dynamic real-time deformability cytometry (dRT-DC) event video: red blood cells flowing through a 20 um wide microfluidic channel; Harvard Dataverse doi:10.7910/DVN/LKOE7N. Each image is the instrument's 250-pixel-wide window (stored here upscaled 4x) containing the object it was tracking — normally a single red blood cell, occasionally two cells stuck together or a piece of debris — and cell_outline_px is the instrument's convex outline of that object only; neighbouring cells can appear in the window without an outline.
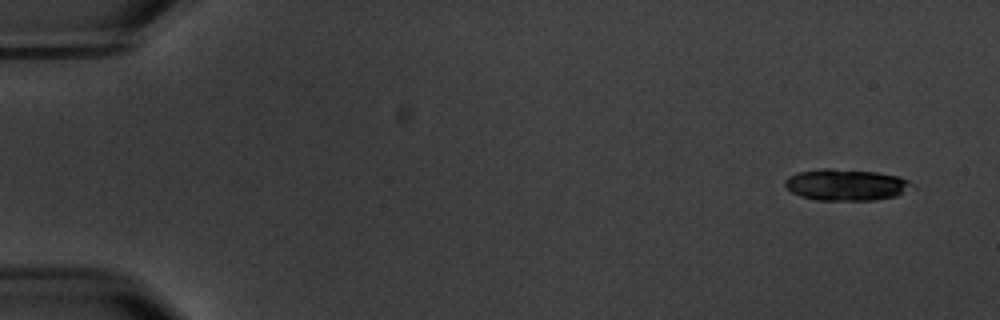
{"species": "common noctule bat (a hibernating species)", "species_latin": "Nyctalus noctula", "temperature_condition": "warm", "stored_images_in_passage": 5, "camera_frame_rate_fps": 3000, "um_per_image_px": 0.085, "animal": {"sex": "male", "body_mass_g": 20.1, "forearm_length_mm": 53.5}, "frame": {"image": 1, "passage_image": 1, "time_ms": 0.0, "image_size_px": [1000, 320], "cell_outline_px": [[916, 188], [896, 196], [876, 200], [816, 200], [800, 196], [792, 192], [784, 184], [784, 180], [788, 176], [796, 172], [820, 168], [828, 168], [876, 172], [900, 176], [916, 184]], "centroid_in_image_um": [71.96, 15.7], "position_along_channel_um": 13.0, "area_um2": 23.7}}
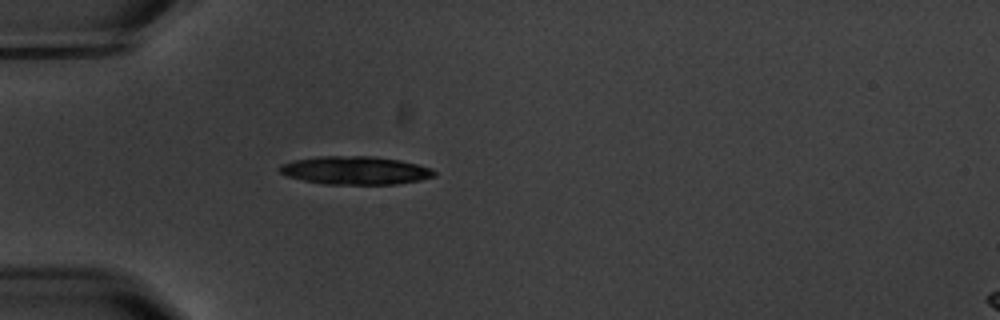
{"frame": {"image": 2, "passage_image": 5, "time_ms": 4.667, "image_size_px": [1000, 320], "cell_outline_px": [[436, 176], [420, 180], [396, 184], [324, 184], [304, 180], [288, 176], [280, 172], [276, 168], [280, 164], [292, 160], [316, 156], [372, 156], [400, 160], [432, 168], [436, 172]], "centroid_in_image_um": [30.18, 14.47], "position_along_channel_um": 54.8, "area_um2": 25.55}}